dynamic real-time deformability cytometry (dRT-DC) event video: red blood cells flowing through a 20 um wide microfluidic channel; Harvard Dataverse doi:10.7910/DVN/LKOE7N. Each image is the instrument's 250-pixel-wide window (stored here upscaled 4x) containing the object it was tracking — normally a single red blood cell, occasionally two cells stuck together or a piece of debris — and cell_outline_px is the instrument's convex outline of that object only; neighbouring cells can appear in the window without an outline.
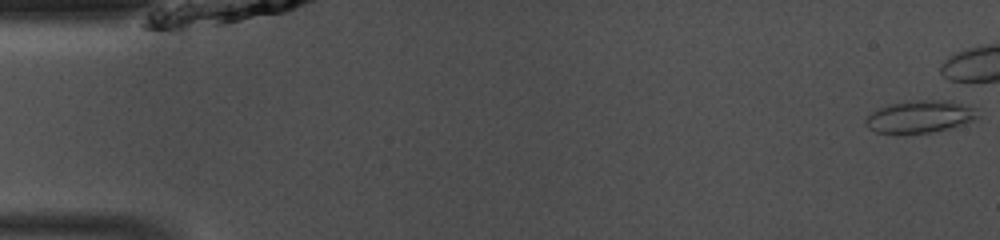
{"species": "common noctule bat (a hibernating species)", "species_latin": "Nyctalus noctula", "temperature_condition": "room temperature", "stored_images_in_passage": 15, "camera_frame_rate_fps": 3000, "um_per_image_px": 0.085, "animal": {"sex": "male", "body_mass_g": 13.0, "forearm_length_mm": 53.1}, "frame": {"image": 1, "passage_image": 1, "time_ms": 0.0, "image_size_px": [1000, 240], "cell_outline_px": [[980, 116], [976, 120], [948, 128], [928, 132], [904, 136], [876, 132], [868, 128], [864, 124], [864, 120], [872, 112], [888, 104], [916, 100], [952, 100], [976, 108]], "centroid_in_image_um": [78.19, 9.93], "position_along_channel_um": 6.8, "area_um2": 21.68}}